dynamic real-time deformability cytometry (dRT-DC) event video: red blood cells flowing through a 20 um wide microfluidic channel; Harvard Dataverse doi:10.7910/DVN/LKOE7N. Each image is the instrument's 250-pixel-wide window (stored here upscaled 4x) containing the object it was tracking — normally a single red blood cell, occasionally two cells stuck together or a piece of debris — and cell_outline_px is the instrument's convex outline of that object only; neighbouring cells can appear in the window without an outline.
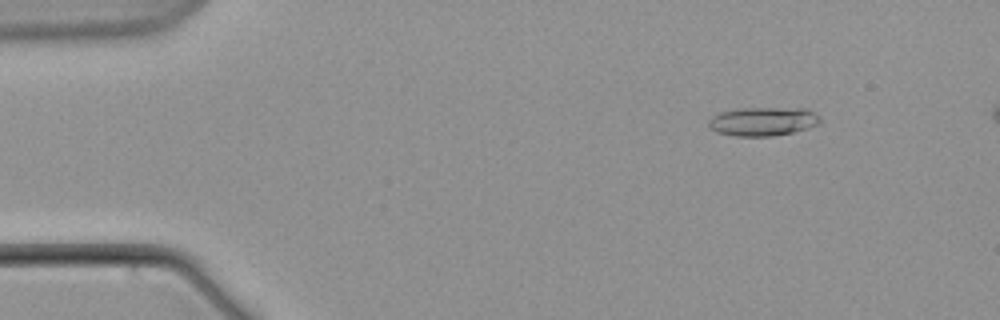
{"species": "common noctule bat (a hibernating species)", "species_latin": "Nyctalus noctula", "temperature_condition": "warm", "stored_images_in_passage": 9, "camera_frame_rate_fps": 3000, "um_per_image_px": 0.085, "animal": {"sex": "male", "body_mass_g": 21.5, "forearm_length_mm": 52.0}, "frame": {"image": 1, "passage_image": 1, "time_ms": 0.0, "image_size_px": [1000, 320], "cell_outline_px": [[820, 124], [808, 128], [792, 132], [772, 136], [736, 136], [716, 132], [708, 128], [708, 120], [712, 116], [720, 112], [736, 108], [808, 108], [820, 116]], "centroid_in_image_um": [64.84, 10.31], "position_along_channel_um": 20.2, "area_um2": 18.96}}
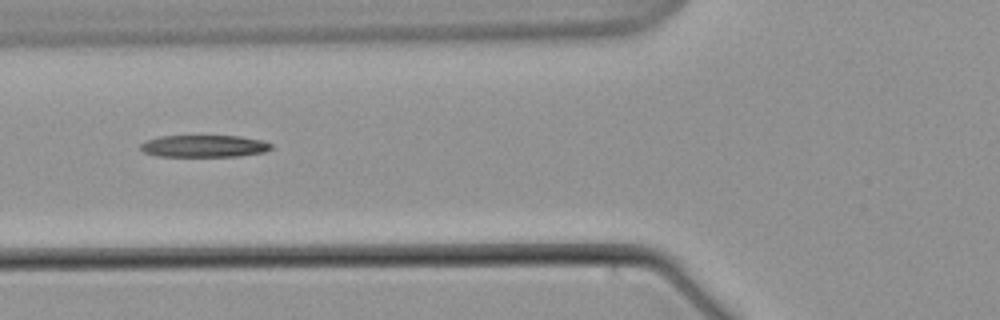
{"frame": {"image": 2, "passage_image": 6, "time_ms": 6.0, "image_size_px": [1000, 320], "cell_outline_px": [[272, 148], [264, 152], [240, 156], [156, 156], [144, 152], [140, 148], [140, 144], [148, 140], [160, 136], [240, 136], [260, 140], [272, 144]], "centroid_in_image_um": [17.35, 12.42], "position_along_channel_um": 108.5, "area_um2": 16.7}}
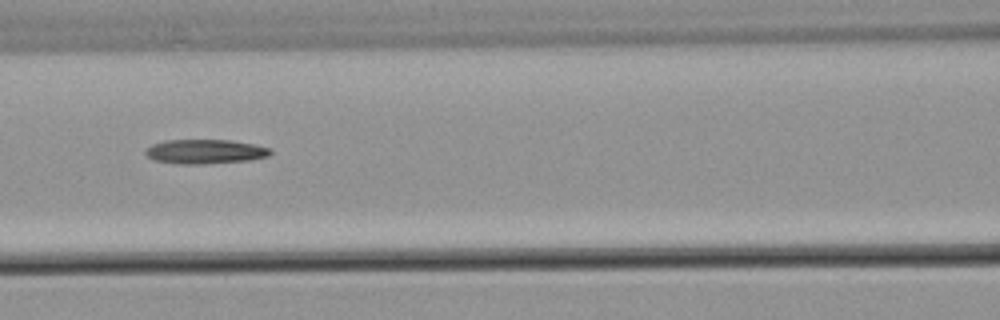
{"frame": {"image": 3, "passage_image": 7, "time_ms": 7.333, "image_size_px": [1000, 320], "cell_outline_px": [[272, 152], [268, 156], [248, 160], [204, 164], [176, 164], [156, 160], [148, 156], [144, 152], [152, 144], [164, 140], [232, 140], [252, 144], [268, 148]], "centroid_in_image_um": [17.41, 12.88], "position_along_channel_um": 149.2, "area_um2": 17.57}}